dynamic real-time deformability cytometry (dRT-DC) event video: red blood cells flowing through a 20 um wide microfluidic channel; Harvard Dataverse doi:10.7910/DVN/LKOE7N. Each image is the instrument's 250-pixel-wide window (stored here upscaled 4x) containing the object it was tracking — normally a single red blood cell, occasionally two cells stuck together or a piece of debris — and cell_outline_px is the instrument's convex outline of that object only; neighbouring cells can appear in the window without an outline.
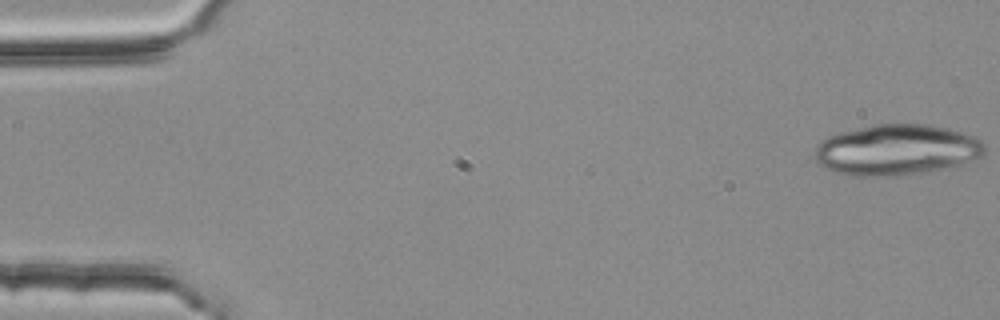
{"species": "common noctule bat (a hibernating species)", "species_latin": "Nyctalus noctula", "temperature_condition": "room temperature", "stored_images_in_passage": 5, "segment_of_instrument_passage": [1, 2], "camera_frame_rate_fps": 3000, "um_per_image_px": 0.085, "animal": {"sex": "female", "body_mass_g": 25.1}, "frame": {"image": 1, "passage_image": 1, "time_ms": 0.0, "image_size_px": [1000, 320], "cell_outline_px": [[984, 152], [976, 160], [928, 172], [896, 176], [852, 176], [836, 172], [824, 168], [816, 164], [816, 148], [828, 136], [840, 132], [872, 124], [928, 124], [948, 128], [972, 136], [980, 140], [984, 144]], "centroid_in_image_um": [76.2, 12.74], "position_along_channel_um": 8.8, "area_um2": 50.34}}